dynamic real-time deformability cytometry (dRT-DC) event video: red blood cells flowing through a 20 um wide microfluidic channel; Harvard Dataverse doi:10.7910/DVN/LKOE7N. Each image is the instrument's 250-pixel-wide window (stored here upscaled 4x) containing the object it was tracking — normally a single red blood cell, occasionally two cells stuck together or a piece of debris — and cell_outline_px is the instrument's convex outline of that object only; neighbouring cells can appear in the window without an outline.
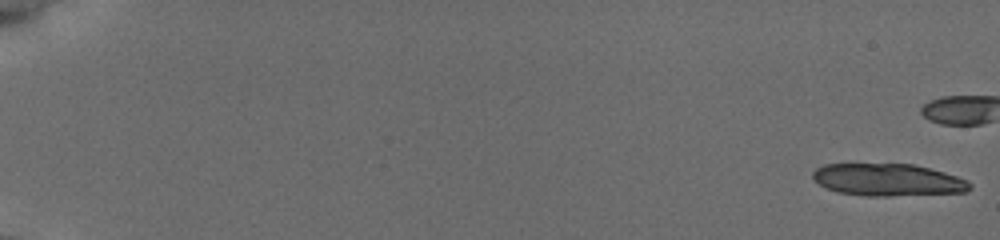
{"species": "common noctule bat (a hibernating species)", "species_latin": "Nyctalus noctula", "temperature_condition": "cold", "stored_images_in_passage": 20, "camera_frame_rate_fps": 3000, "um_per_image_px": 0.085, "animal": {"sex": "female", "body_mass_g": 19.5, "forearm_length_mm": 54.1}, "frame": {"image": 1, "passage_image": 1, "time_ms": 0.0, "image_size_px": [1000, 240], "cell_outline_px": [[972, 188], [964, 192], [888, 196], [868, 196], [836, 192], [820, 184], [812, 176], [812, 172], [816, 168], [824, 164], [912, 164], [944, 172], [968, 180], [972, 184]], "centroid_in_image_um": [75.48, 15.29], "position_along_channel_um": 9.5, "area_um2": 29.42}}